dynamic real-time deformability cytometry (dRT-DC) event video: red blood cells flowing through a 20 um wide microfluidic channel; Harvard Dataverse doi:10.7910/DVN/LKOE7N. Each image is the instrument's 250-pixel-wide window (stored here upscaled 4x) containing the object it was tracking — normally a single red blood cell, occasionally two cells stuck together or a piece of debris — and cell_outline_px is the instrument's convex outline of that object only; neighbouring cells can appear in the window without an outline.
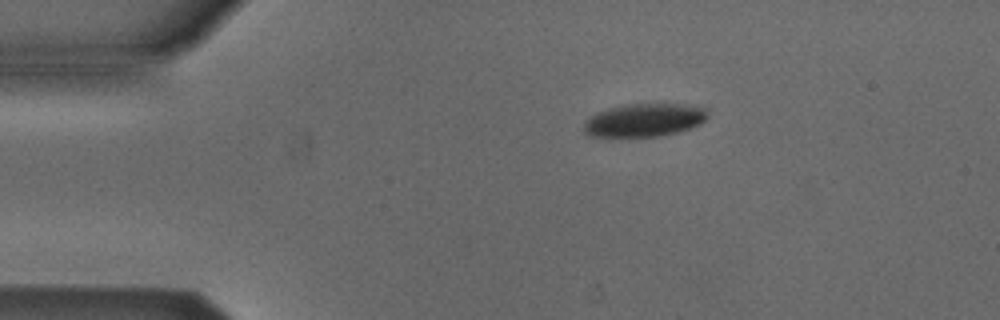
{"species": "Egyptian fruit bat (a non-hibernating species)", "species_latin": "Rousettus aegyptiacus", "temperature_condition": "cold", "stored_images_in_passage": 2, "camera_frame_rate_fps": 3000, "um_per_image_px": 0.085, "animal": {"sex": "male"}, "frame": {"image": 1, "passage_image": 1, "time_ms": 0.0, "image_size_px": [1000, 320], "cell_outline_px": [[708, 116], [700, 124], [676, 132], [656, 136], [592, 136], [584, 132], [584, 120], [596, 112], [620, 104], [684, 104], [708, 108]], "centroid_in_image_um": [54.75, 10.18], "position_along_channel_um": 30.3, "area_um2": 23.87}}